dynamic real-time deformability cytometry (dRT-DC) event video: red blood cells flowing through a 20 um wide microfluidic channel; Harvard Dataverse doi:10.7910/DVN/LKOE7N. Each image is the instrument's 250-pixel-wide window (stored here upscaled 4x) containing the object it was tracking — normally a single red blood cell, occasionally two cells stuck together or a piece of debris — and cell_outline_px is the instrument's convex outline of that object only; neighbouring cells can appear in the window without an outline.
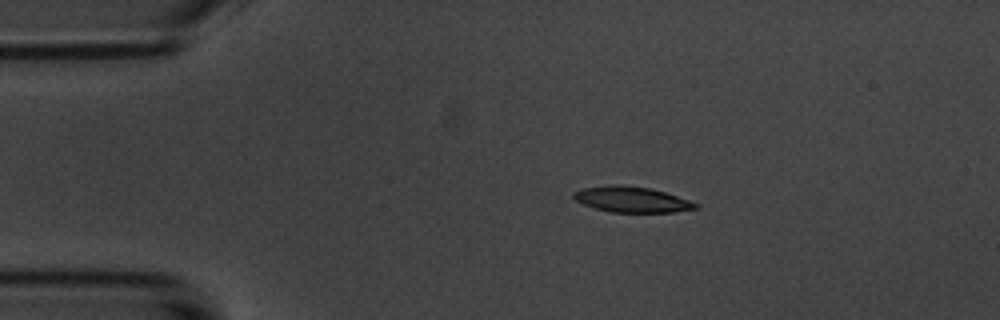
{"species": "common noctule bat (a hibernating species)", "species_latin": "Nyctalus noctula", "temperature_condition": "room temperature", "stored_images_in_passage": 46, "camera_frame_rate_fps": 3000, "um_per_image_px": 0.085, "animal": {"sex": "male", "body_mass_g": 20.1, "forearm_length_mm": 53.5}, "frame": {"image": 1, "passage_image": 1, "time_ms": 0.0, "image_size_px": [1000, 320], "cell_outline_px": [[700, 204], [696, 208], [672, 212], [612, 212], [596, 208], [584, 204], [576, 200], [572, 196], [572, 192], [584, 188], [616, 184], [620, 184], [652, 188]], "centroid_in_image_um": [53.68, 16.94], "position_along_channel_um": 31.3, "area_um2": 18.03}}
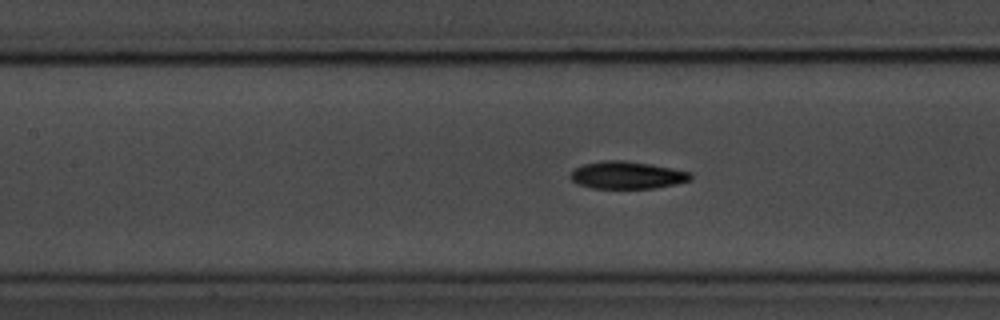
{"frame": {"image": 2, "passage_image": 15, "time_ms": 4.667, "image_size_px": [1000, 320], "cell_outline_px": [[692, 180], [676, 184], [656, 188], [592, 188], [576, 184], [568, 176], [572, 168], [584, 164], [604, 160], [624, 160], [672, 168], [692, 172]], "centroid_in_image_um": [53.27, 14.89], "position_along_channel_um": 154.1, "area_um2": 19.42}}
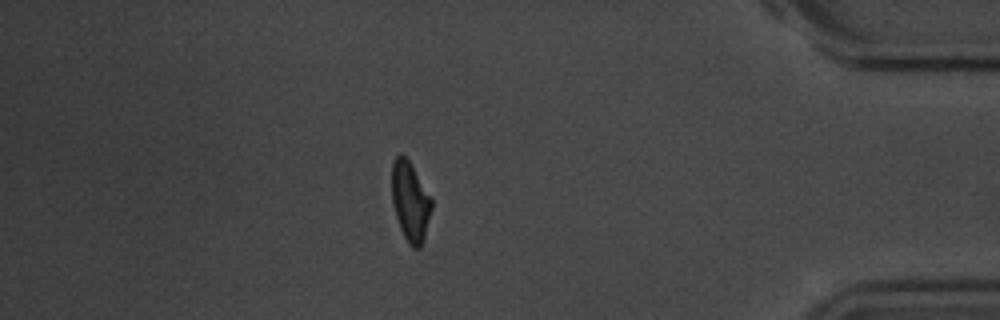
{"frame": {"image": 3, "passage_image": 39, "time_ms": 12.667, "image_size_px": [1000, 320], "cell_outline_px": [[432, 208], [424, 240], [420, 248], [412, 248], [408, 244], [400, 228], [396, 216], [392, 200], [392, 160], [400, 152], [408, 160], [432, 200]], "centroid_in_image_um": [34.86, 17.15], "position_along_channel_um": 400.3, "area_um2": 18.26}, "authors_computed_cell_mechanics": {"area_um2": 19.2474, "velocity_mm_per_s": 3.5785, "shape_relaxation_time_tau1_ms": 2.6632, "shape_relaxation_time_tau2_ms": 6.0886, "deformation_change_tau1": 0.1406, "deformation_change_tau2": 0.0975}}